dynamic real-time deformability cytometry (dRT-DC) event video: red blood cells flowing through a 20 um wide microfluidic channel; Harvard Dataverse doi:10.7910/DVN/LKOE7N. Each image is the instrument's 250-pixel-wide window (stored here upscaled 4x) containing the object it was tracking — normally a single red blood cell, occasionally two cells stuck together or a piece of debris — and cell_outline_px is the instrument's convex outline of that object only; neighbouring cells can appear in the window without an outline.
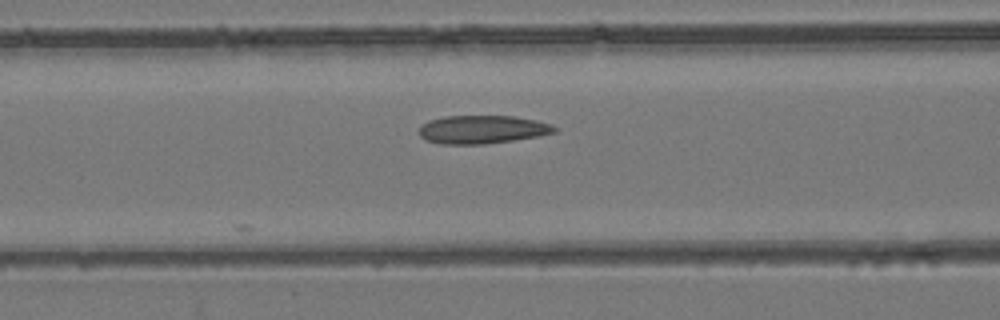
{"species": "common noctule bat (a hibernating species)", "species_latin": "Nyctalus noctula", "temperature_condition": "room temperature", "stored_images_in_passage": 9, "camera_frame_rate_fps": 3000, "um_per_image_px": 0.085, "animal": {"sex": "female", "body_mass_g": 24.6, "forearm_length_mm": 56.2}, "frame": {"image": 1, "passage_image": 7, "time_ms": 2.0, "image_size_px": [1000, 320], "cell_outline_px": [[556, 132], [540, 136], [484, 144], [440, 144], [424, 140], [420, 136], [420, 128], [428, 120], [444, 116], [512, 116], [536, 120], [552, 124], [556, 128]], "centroid_in_image_um": [40.99, 11.01], "position_along_channel_um": 125.6, "area_um2": 22.31}}